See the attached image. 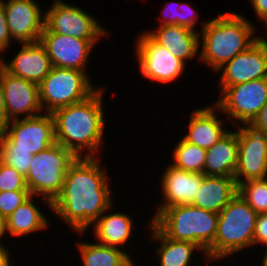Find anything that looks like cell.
I'll return each instance as SVG.
<instances>
[{"instance_id":"cell-6","label":"cell","mask_w":267,"mask_h":266,"mask_svg":"<svg viewBox=\"0 0 267 266\" xmlns=\"http://www.w3.org/2000/svg\"><path fill=\"white\" fill-rule=\"evenodd\" d=\"M78 157L57 142L32 156L31 166L25 177L32 196L39 197L51 210V203L61 193L65 175Z\"/></svg>"},{"instance_id":"cell-42","label":"cell","mask_w":267,"mask_h":266,"mask_svg":"<svg viewBox=\"0 0 267 266\" xmlns=\"http://www.w3.org/2000/svg\"><path fill=\"white\" fill-rule=\"evenodd\" d=\"M266 30H267V25H266ZM261 38H262V40L266 43V45H267V38L265 39V37H267V36H265V37H263V36H260Z\"/></svg>"},{"instance_id":"cell-38","label":"cell","mask_w":267,"mask_h":266,"mask_svg":"<svg viewBox=\"0 0 267 266\" xmlns=\"http://www.w3.org/2000/svg\"><path fill=\"white\" fill-rule=\"evenodd\" d=\"M251 123L267 133V103L261 108Z\"/></svg>"},{"instance_id":"cell-19","label":"cell","mask_w":267,"mask_h":266,"mask_svg":"<svg viewBox=\"0 0 267 266\" xmlns=\"http://www.w3.org/2000/svg\"><path fill=\"white\" fill-rule=\"evenodd\" d=\"M222 114L214 103L194 109L188 124H186L188 133L186 132L183 138L187 142L205 150L212 147L229 130L227 127L231 124L226 123L228 121L226 116L224 117L225 119L223 117L220 118ZM224 124L229 125L225 126Z\"/></svg>"},{"instance_id":"cell-11","label":"cell","mask_w":267,"mask_h":266,"mask_svg":"<svg viewBox=\"0 0 267 266\" xmlns=\"http://www.w3.org/2000/svg\"><path fill=\"white\" fill-rule=\"evenodd\" d=\"M56 143L51 113L16 119L9 122L0 144L5 149H23L35 155Z\"/></svg>"},{"instance_id":"cell-21","label":"cell","mask_w":267,"mask_h":266,"mask_svg":"<svg viewBox=\"0 0 267 266\" xmlns=\"http://www.w3.org/2000/svg\"><path fill=\"white\" fill-rule=\"evenodd\" d=\"M114 204L115 202L93 223L92 235L100 244L124 250L128 241L131 242L130 239H134L132 237L135 232L134 217L123 211L113 212Z\"/></svg>"},{"instance_id":"cell-31","label":"cell","mask_w":267,"mask_h":266,"mask_svg":"<svg viewBox=\"0 0 267 266\" xmlns=\"http://www.w3.org/2000/svg\"><path fill=\"white\" fill-rule=\"evenodd\" d=\"M30 191L0 192V214L8 218L20 205L31 197Z\"/></svg>"},{"instance_id":"cell-5","label":"cell","mask_w":267,"mask_h":266,"mask_svg":"<svg viewBox=\"0 0 267 266\" xmlns=\"http://www.w3.org/2000/svg\"><path fill=\"white\" fill-rule=\"evenodd\" d=\"M257 216L238 194L218 213V225L212 243V263L253 248Z\"/></svg>"},{"instance_id":"cell-3","label":"cell","mask_w":267,"mask_h":266,"mask_svg":"<svg viewBox=\"0 0 267 266\" xmlns=\"http://www.w3.org/2000/svg\"><path fill=\"white\" fill-rule=\"evenodd\" d=\"M254 24L236 11L220 13L209 19L199 32V61L213 69L215 74L226 62L260 38L256 35L258 27Z\"/></svg>"},{"instance_id":"cell-20","label":"cell","mask_w":267,"mask_h":266,"mask_svg":"<svg viewBox=\"0 0 267 266\" xmlns=\"http://www.w3.org/2000/svg\"><path fill=\"white\" fill-rule=\"evenodd\" d=\"M147 30V31H146ZM149 30V31H148ZM156 43L165 47L173 56L187 65L200 56L199 31L179 25H162L144 30Z\"/></svg>"},{"instance_id":"cell-32","label":"cell","mask_w":267,"mask_h":266,"mask_svg":"<svg viewBox=\"0 0 267 266\" xmlns=\"http://www.w3.org/2000/svg\"><path fill=\"white\" fill-rule=\"evenodd\" d=\"M197 9H195L191 3H188V1L180 2V6L178 7V12H177V25L182 26V27H186L192 31H198L196 30V25L200 24V29L199 32L202 30V28L206 25L207 23V19L204 21L202 20V22L198 21L199 20V11H196Z\"/></svg>"},{"instance_id":"cell-41","label":"cell","mask_w":267,"mask_h":266,"mask_svg":"<svg viewBox=\"0 0 267 266\" xmlns=\"http://www.w3.org/2000/svg\"><path fill=\"white\" fill-rule=\"evenodd\" d=\"M266 250V251H265ZM264 253L261 252L262 254V261L260 262L262 265L261 266H267V247L266 249L262 250Z\"/></svg>"},{"instance_id":"cell-28","label":"cell","mask_w":267,"mask_h":266,"mask_svg":"<svg viewBox=\"0 0 267 266\" xmlns=\"http://www.w3.org/2000/svg\"><path fill=\"white\" fill-rule=\"evenodd\" d=\"M238 195L257 213H267V177L238 184Z\"/></svg>"},{"instance_id":"cell-14","label":"cell","mask_w":267,"mask_h":266,"mask_svg":"<svg viewBox=\"0 0 267 266\" xmlns=\"http://www.w3.org/2000/svg\"><path fill=\"white\" fill-rule=\"evenodd\" d=\"M12 41L19 44L40 41L45 11L35 0H3Z\"/></svg>"},{"instance_id":"cell-4","label":"cell","mask_w":267,"mask_h":266,"mask_svg":"<svg viewBox=\"0 0 267 266\" xmlns=\"http://www.w3.org/2000/svg\"><path fill=\"white\" fill-rule=\"evenodd\" d=\"M151 222L168 238L198 245L212 265V243L218 225V214L191 204L167 207Z\"/></svg>"},{"instance_id":"cell-39","label":"cell","mask_w":267,"mask_h":266,"mask_svg":"<svg viewBox=\"0 0 267 266\" xmlns=\"http://www.w3.org/2000/svg\"><path fill=\"white\" fill-rule=\"evenodd\" d=\"M7 236H9L7 229V218L0 214V248L2 250L10 249V246L8 248L6 244H4L6 242L5 238L7 239Z\"/></svg>"},{"instance_id":"cell-18","label":"cell","mask_w":267,"mask_h":266,"mask_svg":"<svg viewBox=\"0 0 267 266\" xmlns=\"http://www.w3.org/2000/svg\"><path fill=\"white\" fill-rule=\"evenodd\" d=\"M18 45L21 48L11 60L1 57L0 65L14 76L39 84L52 68L45 47L40 41Z\"/></svg>"},{"instance_id":"cell-12","label":"cell","mask_w":267,"mask_h":266,"mask_svg":"<svg viewBox=\"0 0 267 266\" xmlns=\"http://www.w3.org/2000/svg\"><path fill=\"white\" fill-rule=\"evenodd\" d=\"M238 135L237 185L267 177V133L251 122L235 126Z\"/></svg>"},{"instance_id":"cell-25","label":"cell","mask_w":267,"mask_h":266,"mask_svg":"<svg viewBox=\"0 0 267 266\" xmlns=\"http://www.w3.org/2000/svg\"><path fill=\"white\" fill-rule=\"evenodd\" d=\"M36 198L37 196H31L7 218V229L11 238L29 237L32 233L49 229V216L42 211L41 206L39 208Z\"/></svg>"},{"instance_id":"cell-29","label":"cell","mask_w":267,"mask_h":266,"mask_svg":"<svg viewBox=\"0 0 267 266\" xmlns=\"http://www.w3.org/2000/svg\"><path fill=\"white\" fill-rule=\"evenodd\" d=\"M32 154L23 149H5L0 144V162L13 167L26 177L32 162Z\"/></svg>"},{"instance_id":"cell-34","label":"cell","mask_w":267,"mask_h":266,"mask_svg":"<svg viewBox=\"0 0 267 266\" xmlns=\"http://www.w3.org/2000/svg\"><path fill=\"white\" fill-rule=\"evenodd\" d=\"M261 245V247H267V213L258 214L255 230H254V238H253V247Z\"/></svg>"},{"instance_id":"cell-22","label":"cell","mask_w":267,"mask_h":266,"mask_svg":"<svg viewBox=\"0 0 267 266\" xmlns=\"http://www.w3.org/2000/svg\"><path fill=\"white\" fill-rule=\"evenodd\" d=\"M147 227L149 231L151 230V240L153 243L157 242V246L159 245L154 251L156 253L154 255L158 259L157 262H159L157 266H191V263L194 261L193 258H196L195 256L198 253H202L207 261L206 266H209L210 263L205 252L195 243L172 240L166 237L151 221Z\"/></svg>"},{"instance_id":"cell-37","label":"cell","mask_w":267,"mask_h":266,"mask_svg":"<svg viewBox=\"0 0 267 266\" xmlns=\"http://www.w3.org/2000/svg\"><path fill=\"white\" fill-rule=\"evenodd\" d=\"M9 118L7 117L5 103H4V95H3V86L0 78V136L5 133L7 126L9 124Z\"/></svg>"},{"instance_id":"cell-2","label":"cell","mask_w":267,"mask_h":266,"mask_svg":"<svg viewBox=\"0 0 267 266\" xmlns=\"http://www.w3.org/2000/svg\"><path fill=\"white\" fill-rule=\"evenodd\" d=\"M105 90L102 85L87 99L51 113L56 142L77 157H101L100 150L105 144L103 134L108 121L103 105Z\"/></svg>"},{"instance_id":"cell-30","label":"cell","mask_w":267,"mask_h":266,"mask_svg":"<svg viewBox=\"0 0 267 266\" xmlns=\"http://www.w3.org/2000/svg\"><path fill=\"white\" fill-rule=\"evenodd\" d=\"M4 191H29L25 177L10 167L0 162V192Z\"/></svg>"},{"instance_id":"cell-8","label":"cell","mask_w":267,"mask_h":266,"mask_svg":"<svg viewBox=\"0 0 267 266\" xmlns=\"http://www.w3.org/2000/svg\"><path fill=\"white\" fill-rule=\"evenodd\" d=\"M82 8L65 0H54L50 8L45 10L44 26L52 33L83 40L107 37L110 32L97 21L98 18Z\"/></svg>"},{"instance_id":"cell-36","label":"cell","mask_w":267,"mask_h":266,"mask_svg":"<svg viewBox=\"0 0 267 266\" xmlns=\"http://www.w3.org/2000/svg\"><path fill=\"white\" fill-rule=\"evenodd\" d=\"M253 7L256 21H260L264 27L267 25V0H248ZM264 23V24H263Z\"/></svg>"},{"instance_id":"cell-23","label":"cell","mask_w":267,"mask_h":266,"mask_svg":"<svg viewBox=\"0 0 267 266\" xmlns=\"http://www.w3.org/2000/svg\"><path fill=\"white\" fill-rule=\"evenodd\" d=\"M237 194L234 177L204 175L191 205L218 214Z\"/></svg>"},{"instance_id":"cell-40","label":"cell","mask_w":267,"mask_h":266,"mask_svg":"<svg viewBox=\"0 0 267 266\" xmlns=\"http://www.w3.org/2000/svg\"><path fill=\"white\" fill-rule=\"evenodd\" d=\"M10 251H12V250L7 249V250H3L0 253V266H14L13 265L14 259H11L13 257H11V252Z\"/></svg>"},{"instance_id":"cell-10","label":"cell","mask_w":267,"mask_h":266,"mask_svg":"<svg viewBox=\"0 0 267 266\" xmlns=\"http://www.w3.org/2000/svg\"><path fill=\"white\" fill-rule=\"evenodd\" d=\"M135 39L139 72L150 82L169 85L183 76L186 64L156 43L144 30Z\"/></svg>"},{"instance_id":"cell-26","label":"cell","mask_w":267,"mask_h":266,"mask_svg":"<svg viewBox=\"0 0 267 266\" xmlns=\"http://www.w3.org/2000/svg\"><path fill=\"white\" fill-rule=\"evenodd\" d=\"M82 241L83 239L77 241L76 246L83 266H134L136 264L127 250L103 245L95 240V243Z\"/></svg>"},{"instance_id":"cell-35","label":"cell","mask_w":267,"mask_h":266,"mask_svg":"<svg viewBox=\"0 0 267 266\" xmlns=\"http://www.w3.org/2000/svg\"><path fill=\"white\" fill-rule=\"evenodd\" d=\"M169 5L163 6V9L161 11V17H159L158 22L160 24L158 26L162 25H177V12L178 7L180 6V1H169ZM175 5V6H174Z\"/></svg>"},{"instance_id":"cell-17","label":"cell","mask_w":267,"mask_h":266,"mask_svg":"<svg viewBox=\"0 0 267 266\" xmlns=\"http://www.w3.org/2000/svg\"><path fill=\"white\" fill-rule=\"evenodd\" d=\"M164 171L159 176L161 181V189L159 206L156 205L154 211L155 217L160 211L167 207L187 205L194 201V198L199 190L201 182L204 178L202 173L187 172L172 165L170 162Z\"/></svg>"},{"instance_id":"cell-15","label":"cell","mask_w":267,"mask_h":266,"mask_svg":"<svg viewBox=\"0 0 267 266\" xmlns=\"http://www.w3.org/2000/svg\"><path fill=\"white\" fill-rule=\"evenodd\" d=\"M218 87H229L248 81L267 78V45L260 37L247 50L220 67Z\"/></svg>"},{"instance_id":"cell-9","label":"cell","mask_w":267,"mask_h":266,"mask_svg":"<svg viewBox=\"0 0 267 266\" xmlns=\"http://www.w3.org/2000/svg\"><path fill=\"white\" fill-rule=\"evenodd\" d=\"M214 104L233 125L252 122L267 103V78L256 79L229 87H219ZM238 121V122H237Z\"/></svg>"},{"instance_id":"cell-16","label":"cell","mask_w":267,"mask_h":266,"mask_svg":"<svg viewBox=\"0 0 267 266\" xmlns=\"http://www.w3.org/2000/svg\"><path fill=\"white\" fill-rule=\"evenodd\" d=\"M0 78L9 121L33 117L43 113L39 101L37 83L14 76L1 65Z\"/></svg>"},{"instance_id":"cell-33","label":"cell","mask_w":267,"mask_h":266,"mask_svg":"<svg viewBox=\"0 0 267 266\" xmlns=\"http://www.w3.org/2000/svg\"><path fill=\"white\" fill-rule=\"evenodd\" d=\"M13 44L4 12L3 0H0V58L5 57L7 50Z\"/></svg>"},{"instance_id":"cell-1","label":"cell","mask_w":267,"mask_h":266,"mask_svg":"<svg viewBox=\"0 0 267 266\" xmlns=\"http://www.w3.org/2000/svg\"><path fill=\"white\" fill-rule=\"evenodd\" d=\"M102 157H78L65 175L51 212L79 236L114 203L107 167ZM64 221V222H63Z\"/></svg>"},{"instance_id":"cell-27","label":"cell","mask_w":267,"mask_h":266,"mask_svg":"<svg viewBox=\"0 0 267 266\" xmlns=\"http://www.w3.org/2000/svg\"><path fill=\"white\" fill-rule=\"evenodd\" d=\"M172 165L187 172L204 174L206 150L187 142L183 137L171 150Z\"/></svg>"},{"instance_id":"cell-13","label":"cell","mask_w":267,"mask_h":266,"mask_svg":"<svg viewBox=\"0 0 267 266\" xmlns=\"http://www.w3.org/2000/svg\"><path fill=\"white\" fill-rule=\"evenodd\" d=\"M100 40H83L50 32L45 26L40 42L46 49L51 65L87 72L88 60Z\"/></svg>"},{"instance_id":"cell-24","label":"cell","mask_w":267,"mask_h":266,"mask_svg":"<svg viewBox=\"0 0 267 266\" xmlns=\"http://www.w3.org/2000/svg\"><path fill=\"white\" fill-rule=\"evenodd\" d=\"M237 158V131L229 129L212 147L206 150L204 175L234 177Z\"/></svg>"},{"instance_id":"cell-7","label":"cell","mask_w":267,"mask_h":266,"mask_svg":"<svg viewBox=\"0 0 267 266\" xmlns=\"http://www.w3.org/2000/svg\"><path fill=\"white\" fill-rule=\"evenodd\" d=\"M87 73L52 66L49 74L38 84L43 112L52 113L58 108L81 102L91 96L99 86L94 85Z\"/></svg>"}]
</instances>
